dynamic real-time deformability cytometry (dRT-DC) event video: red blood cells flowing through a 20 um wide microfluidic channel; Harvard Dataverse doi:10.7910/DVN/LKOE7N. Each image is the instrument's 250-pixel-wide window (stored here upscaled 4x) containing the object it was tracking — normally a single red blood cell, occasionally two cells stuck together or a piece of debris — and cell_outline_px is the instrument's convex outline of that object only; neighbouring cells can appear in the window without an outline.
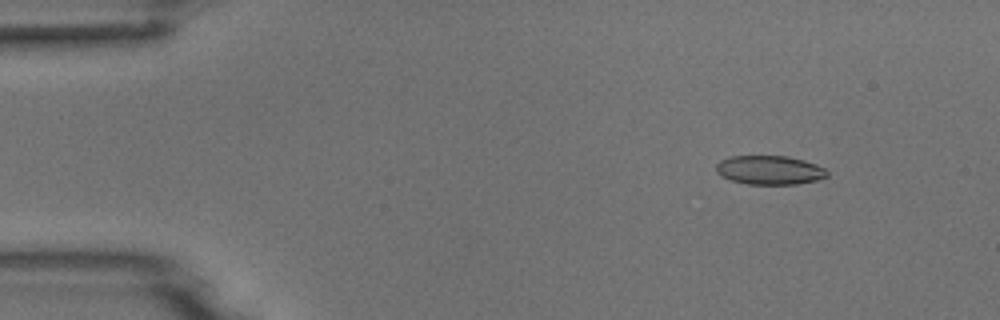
{"species": "common noctule bat (a hibernating species)", "species_latin": "Nyctalus noctula", "temperature_condition": "room temperature", "stored_images_in_passage": 5, "camera_frame_rate_fps": 3000, "um_per_image_px": 0.085, "animal": {"sex": "male", "body_mass_g": 18.8}, "frame": {"image": 1, "passage_image": 2, "time_ms": 1.0, "image_size_px": [1000, 320], "cell_outline_px": [[828, 176], [816, 180], [796, 184], [748, 184], [732, 180], [720, 176], [716, 172], [716, 164], [720, 160], [732, 156], [788, 156], [804, 160], [816, 164], [824, 168], [828, 172]], "centroid_in_image_um": [65.4, 14.45], "position_along_channel_um": 19.6, "area_um2": 18.73}}
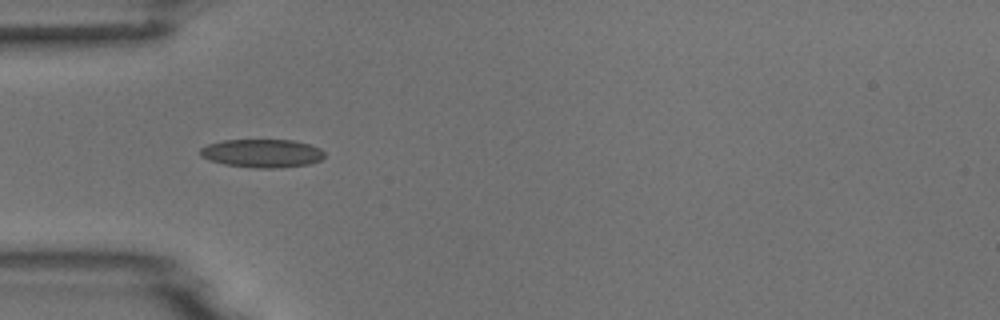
{"frame": {"image": 2, "passage_image": 4, "time_ms": 4.333, "image_size_px": [1000, 320], "cell_outline_px": [[324, 156], [320, 160], [308, 164], [280, 168], [252, 168], [224, 164], [208, 160], [200, 156], [200, 148], [208, 144], [224, 140], [292, 140], [308, 144], [320, 148], [324, 152]], "centroid_in_image_um": [22.25, 13.03], "position_along_channel_um": 62.7, "area_um2": 20.58}}